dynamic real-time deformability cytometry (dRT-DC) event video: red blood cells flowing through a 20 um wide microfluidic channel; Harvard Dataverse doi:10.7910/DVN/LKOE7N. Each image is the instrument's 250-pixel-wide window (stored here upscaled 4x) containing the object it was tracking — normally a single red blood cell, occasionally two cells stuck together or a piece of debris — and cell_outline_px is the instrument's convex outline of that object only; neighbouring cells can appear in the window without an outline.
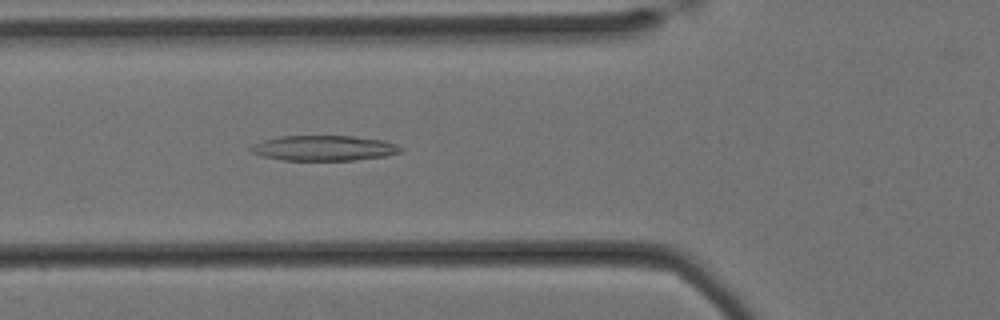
{"species": "Egyptian fruit bat (a non-hibernating species)", "species_latin": "Rousettus aegyptiacus", "temperature_condition": "cold", "stored_images_in_passage": 58, "camera_frame_rate_fps": 3000, "um_per_image_px": 0.085, "animal": {"sex": "female"}, "frame": {"image": 1, "passage_image": 20, "time_ms": 6.333, "image_size_px": [1000, 320], "cell_outline_px": [[404, 148], [400, 152], [388, 156], [352, 160], [284, 160], [264, 156], [252, 152], [248, 148], [264, 140], [280, 136], [352, 136], [384, 140], [396, 144]], "centroid_in_image_um": [27.6, 12.58], "position_along_channel_um": 98.2, "area_um2": 21.91}}
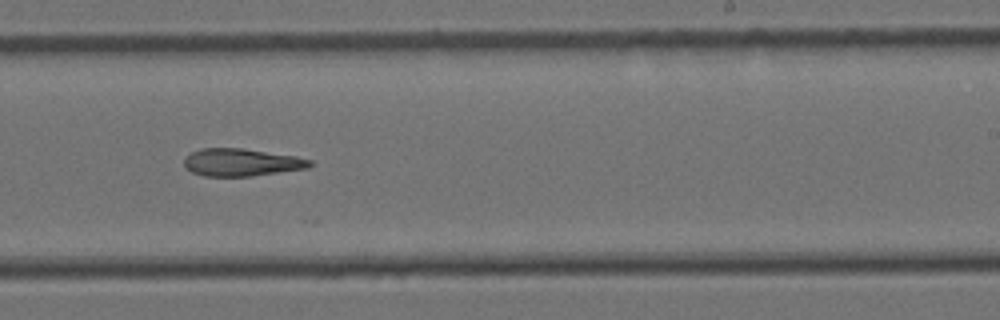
{"frame": {"image": 2, "passage_image": 35, "time_ms": 11.333, "image_size_px": [1000, 320], "cell_outline_px": [[312, 164], [308, 168], [252, 176], [204, 176], [192, 172], [184, 168], [184, 160], [192, 152], [200, 148], [244, 148], [296, 156], [312, 160]], "centroid_in_image_um": [20.52, 13.8], "position_along_channel_um": 268.5, "area_um2": 20.23}}
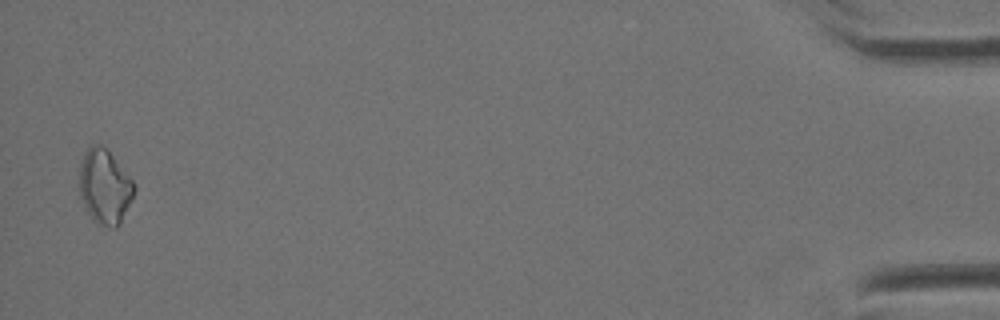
{"frame": {"image": 3, "passage_image": 57, "time_ms": 18.667, "image_size_px": [1000, 320], "cell_outline_px": [[136, 188], [120, 224], [116, 228], [112, 228], [100, 224], [92, 220], [80, 196], [80, 164], [88, 148], [92, 144], [100, 144], [108, 148], [136, 184]], "centroid_in_image_um": [8.92, 15.84], "position_along_channel_um": 426.3, "area_um2": 23.81}}